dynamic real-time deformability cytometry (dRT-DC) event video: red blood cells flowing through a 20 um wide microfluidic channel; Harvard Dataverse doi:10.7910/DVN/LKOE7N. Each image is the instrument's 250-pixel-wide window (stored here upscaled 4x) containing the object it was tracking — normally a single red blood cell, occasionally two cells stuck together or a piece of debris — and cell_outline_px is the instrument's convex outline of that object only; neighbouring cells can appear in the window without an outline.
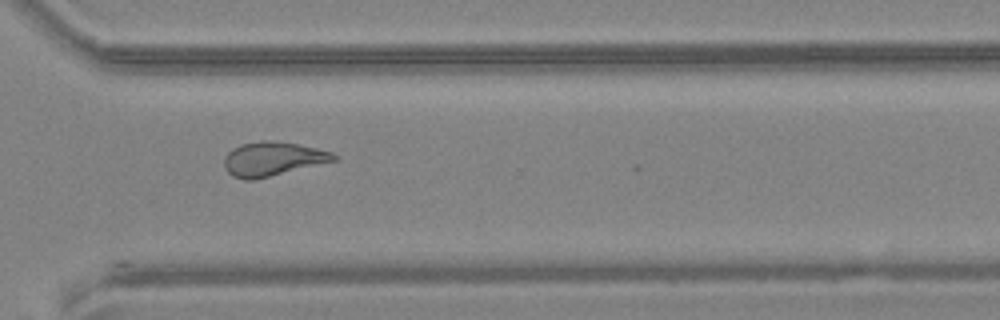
{"species": "common noctule bat (a hibernating species)", "species_latin": "Nyctalus noctula", "temperature_condition": "warm", "stored_images_in_passage": 15, "camera_frame_rate_fps": 3000, "um_per_image_px": 0.085, "animal": {"sex": "female", "body_mass_g": 24.6, "forearm_length_mm": 56.2}, "frame": {"image": 1, "passage_image": 11, "time_ms": 3.333, "image_size_px": [1000, 320], "cell_outline_px": [[340, 156], [336, 160], [252, 180], [244, 180], [232, 176], [224, 168], [224, 156], [232, 148], [240, 144], [264, 140], [268, 140], [296, 144], [316, 148], [332, 152]], "centroid_in_image_um": [23.14, 13.5], "position_along_channel_um": 347.5, "area_um2": 21.56}}
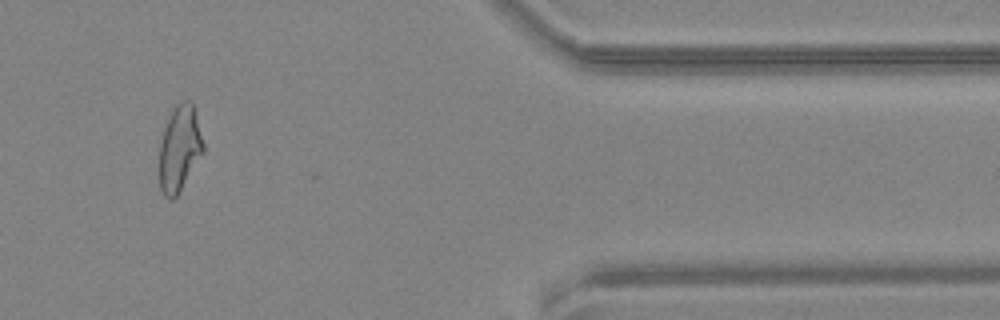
{"frame": {"image": 2, "passage_image": 13, "time_ms": 4.0, "image_size_px": [1000, 320], "cell_outline_px": [[204, 152], [176, 196], [172, 200], [168, 200], [164, 196], [160, 188], [160, 144], [164, 128], [176, 104], [180, 100], [192, 100], [204, 144]], "centroid_in_image_um": [15.27, 12.61], "position_along_channel_um": 396.1, "area_um2": 21.79}}